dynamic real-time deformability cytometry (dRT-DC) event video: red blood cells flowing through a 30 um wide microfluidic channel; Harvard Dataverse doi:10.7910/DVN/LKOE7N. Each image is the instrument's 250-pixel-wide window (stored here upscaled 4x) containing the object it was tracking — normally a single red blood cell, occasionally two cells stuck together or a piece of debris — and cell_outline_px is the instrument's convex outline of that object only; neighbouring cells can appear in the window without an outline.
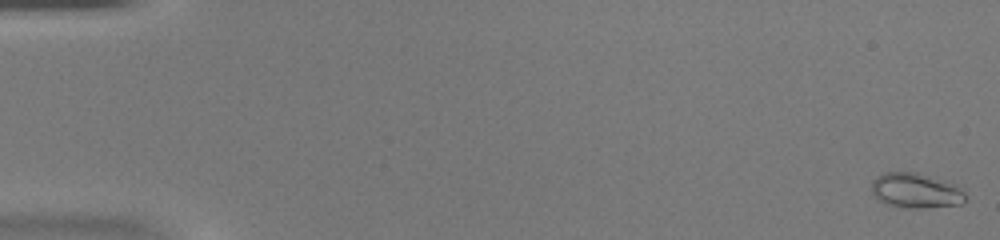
{"species": "common noctule bat (a hibernating species)", "species_latin": "Nyctalus noctula", "temperature_condition": "warm", "stored_images_in_passage": 50, "camera_frame_rate_fps": 3000, "um_per_image_px": 0.085, "animal": {"sex": "female", "body_mass_g": 20.0, "forearm_length_mm": 54.0}, "frame": {"image": 1, "passage_image": 1, "time_ms": 0.0, "image_size_px": [1000, 240], "cell_outline_px": [[968, 196], [960, 204], [924, 208], [904, 208], [884, 204], [872, 192], [872, 180], [876, 176], [884, 172], [916, 172], [928, 176], [948, 184], [964, 192]], "centroid_in_image_um": [77.76, 16.22], "position_along_channel_um": 7.2, "area_um2": 18.73}}
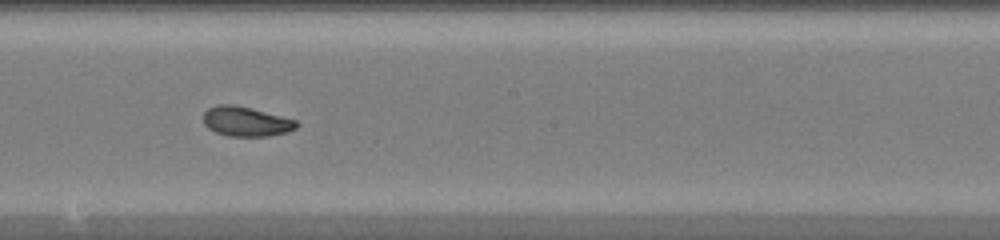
{"frame": {"image": 2, "passage_image": 29, "time_ms": 9.333, "image_size_px": [1000, 240], "cell_outline_px": [[300, 124], [296, 128], [288, 132], [268, 136], [228, 136], [216, 132], [208, 128], [204, 124], [204, 112], [208, 108], [216, 104], [232, 104], [252, 108], [296, 120]], "centroid_in_image_um": [20.92, 10.32], "position_along_channel_um": 227.3, "area_um2": 16.18}}
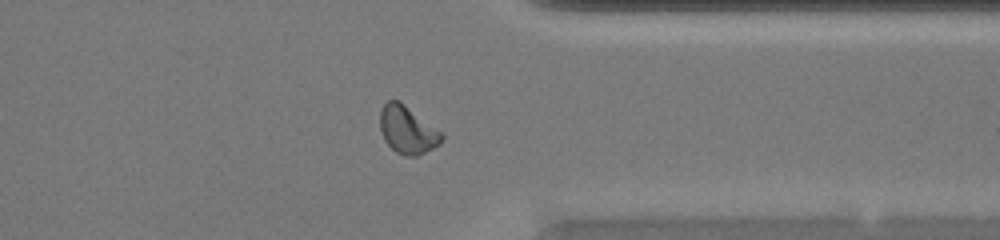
{"frame": {"image": 3, "passage_image": 40, "time_ms": 13.0, "image_size_px": [1000, 240], "cell_outline_px": [[444, 136], [440, 144], [416, 156], [404, 156], [396, 152], [384, 140], [380, 128], [380, 108], [388, 100], [400, 100], [440, 132]], "centroid_in_image_um": [34.6, 11.03], "position_along_channel_um": 376.8, "area_um2": 16.94}, "authors_computed_cell_mechanics": {"area_um2": 16.5308, "velocity_mm_per_s": 4.186, "shape_relaxation_time_tau1_ms": 4.0738, "shape_relaxation_time_tau2_ms": 2.0693, "deformation_change_tau1": 0.1482, "deformation_change_tau2": 0.052}}